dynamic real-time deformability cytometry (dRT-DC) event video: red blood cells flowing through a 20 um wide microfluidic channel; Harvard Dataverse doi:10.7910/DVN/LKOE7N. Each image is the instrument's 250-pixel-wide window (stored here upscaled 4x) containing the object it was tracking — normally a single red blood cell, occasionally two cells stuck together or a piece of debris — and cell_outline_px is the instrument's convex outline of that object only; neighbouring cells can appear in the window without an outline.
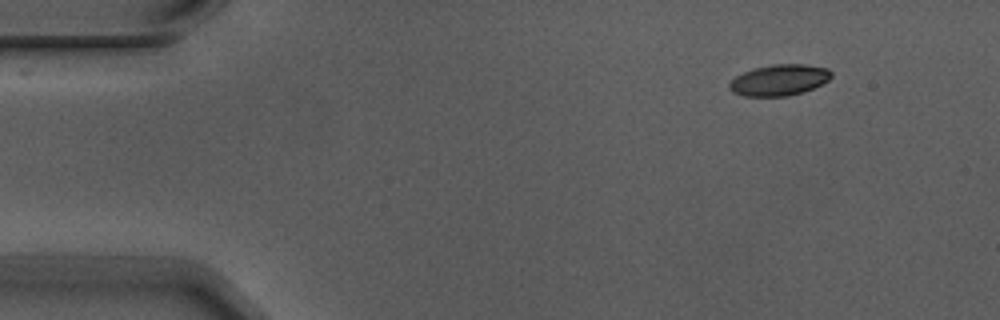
{"species": "Egyptian fruit bat (a non-hibernating species)", "species_latin": "Rousettus aegyptiacus", "temperature_condition": "warm", "stored_images_in_passage": 5, "camera_frame_rate_fps": 3000, "um_per_image_px": 0.085, "animal": {"sex": "male"}, "frame": {"image": 1, "passage_image": 1, "time_ms": 0.0, "image_size_px": [1000, 320], "cell_outline_px": [[832, 76], [828, 80], [804, 92], [788, 96], [744, 96], [732, 92], [728, 88], [728, 84], [736, 76], [744, 72], [756, 68], [772, 64], [808, 64], [828, 68], [832, 72]], "centroid_in_image_um": [66.24, 6.8], "position_along_channel_um": 18.8, "area_um2": 18.5}}
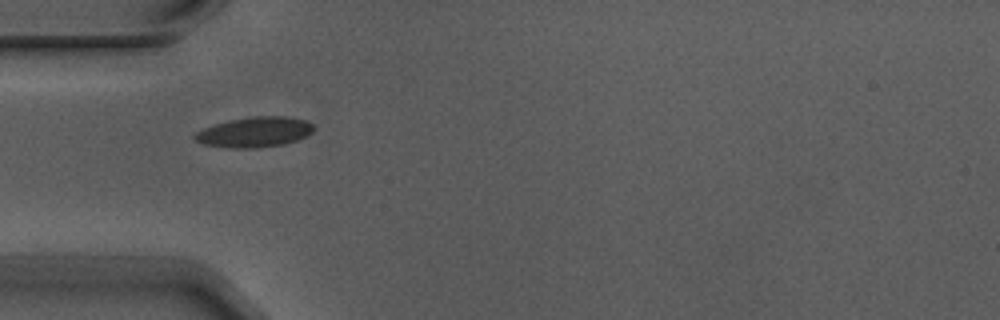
{"frame": {"image": 2, "passage_image": 4, "time_ms": 1.0, "image_size_px": [1000, 320], "cell_outline_px": [[316, 128], [312, 132], [296, 140], [284, 144], [256, 148], [232, 148], [204, 144], [196, 140], [192, 136], [196, 132], [204, 128], [216, 124], [232, 120], [252, 116], [288, 116], [308, 120]], "centroid_in_image_um": [21.68, 11.22], "position_along_channel_um": 63.3, "area_um2": 20.87}}